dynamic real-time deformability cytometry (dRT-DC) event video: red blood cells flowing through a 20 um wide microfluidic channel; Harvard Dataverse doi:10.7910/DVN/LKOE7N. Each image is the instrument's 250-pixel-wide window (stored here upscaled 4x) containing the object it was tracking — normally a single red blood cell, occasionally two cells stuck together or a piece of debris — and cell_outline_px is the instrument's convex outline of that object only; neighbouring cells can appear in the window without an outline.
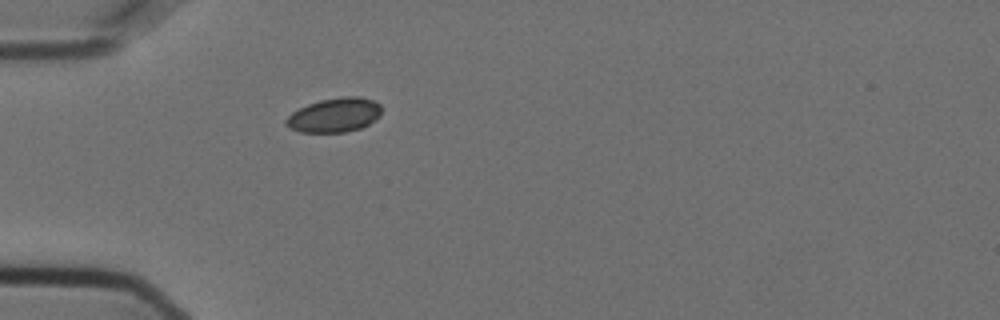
{"species": "Egyptian fruit bat (a non-hibernating species)", "species_latin": "Rousettus aegyptiacus", "temperature_condition": "cold", "stored_images_in_passage": 11, "camera_frame_rate_fps": 3000, "um_per_image_px": 0.085, "animal": {"sex": "female"}, "frame": {"image": 1, "passage_image": 1, "time_ms": 0.0, "image_size_px": [1000, 320], "cell_outline_px": [[380, 116], [376, 120], [360, 128], [344, 132], [300, 132], [284, 124], [284, 120], [292, 112], [308, 104], [320, 100], [344, 96], [360, 96], [372, 100], [380, 104]], "centroid_in_image_um": [28.43, 9.77], "position_along_channel_um": 56.6, "area_um2": 19.02}}
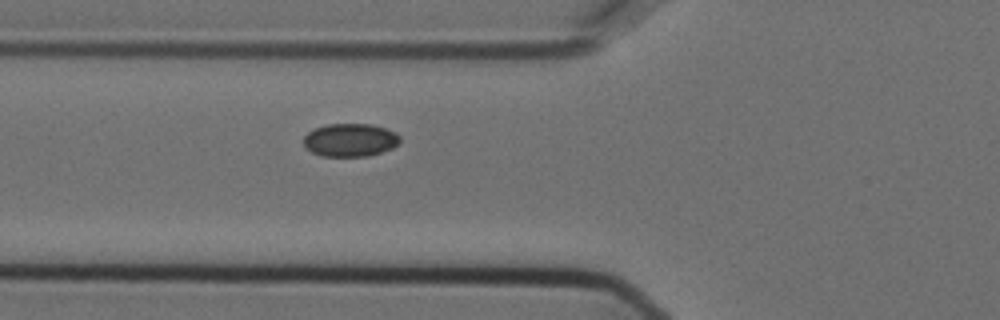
{"frame": {"image": 2, "passage_image": 5, "time_ms": 1.333, "image_size_px": [1000, 320], "cell_outline_px": [[400, 144], [392, 148], [368, 156], [320, 156], [304, 148], [304, 136], [308, 132], [316, 128], [328, 124], [372, 124], [396, 132], [400, 136]], "centroid_in_image_um": [29.77, 11.9], "position_along_channel_um": 96.0, "area_um2": 18.67}}
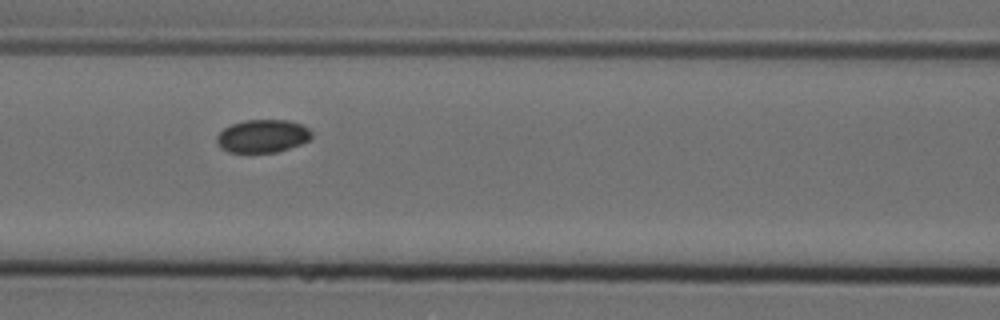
{"frame": {"image": 3, "passage_image": 9, "time_ms": 2.667, "image_size_px": [1000, 320], "cell_outline_px": [[312, 136], [308, 140], [300, 144], [276, 152], [228, 152], [220, 148], [216, 140], [216, 136], [224, 128], [232, 124], [244, 120], [288, 120], [300, 124], [308, 128], [312, 132]], "centroid_in_image_um": [22.3, 11.56], "position_along_channel_um": 144.3, "area_um2": 18.15}}